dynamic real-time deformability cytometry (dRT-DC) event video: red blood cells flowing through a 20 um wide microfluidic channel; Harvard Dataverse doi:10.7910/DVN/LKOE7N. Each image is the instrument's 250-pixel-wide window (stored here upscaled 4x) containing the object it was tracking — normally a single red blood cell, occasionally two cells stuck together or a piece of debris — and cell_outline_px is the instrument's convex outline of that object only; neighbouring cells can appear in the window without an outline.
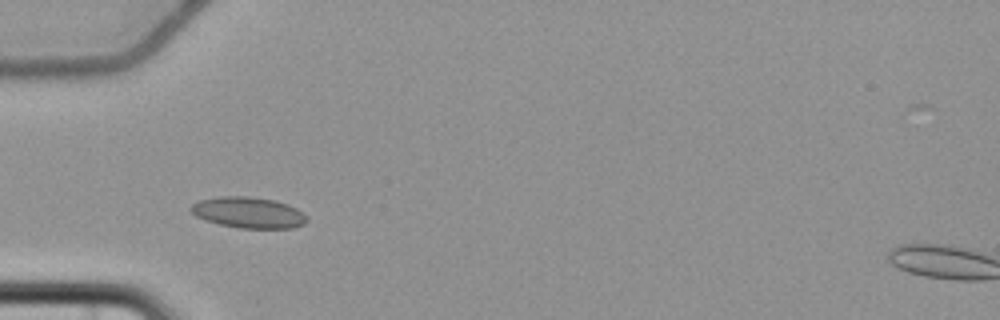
{"species": "common noctule bat (a hibernating species)", "species_latin": "Nyctalus noctula", "temperature_condition": "cold", "stored_images_in_passage": 4, "camera_frame_rate_fps": 3000, "um_per_image_px": 0.085, "animal": {"sex": "female", "body_mass_g": 22.7, "forearm_length_mm": 54.2}, "frame": {"image": 1, "passage_image": 3, "time_ms": 2.333, "image_size_px": [1000, 320], "cell_outline_px": [[308, 220], [304, 224], [292, 228], [240, 228], [220, 224], [204, 220], [196, 216], [188, 208], [192, 204], [200, 200], [220, 196], [248, 196], [276, 200], [288, 204], [296, 208]], "centroid_in_image_um": [21.09, 18.06], "position_along_channel_um": 63.9, "area_um2": 20.92}}
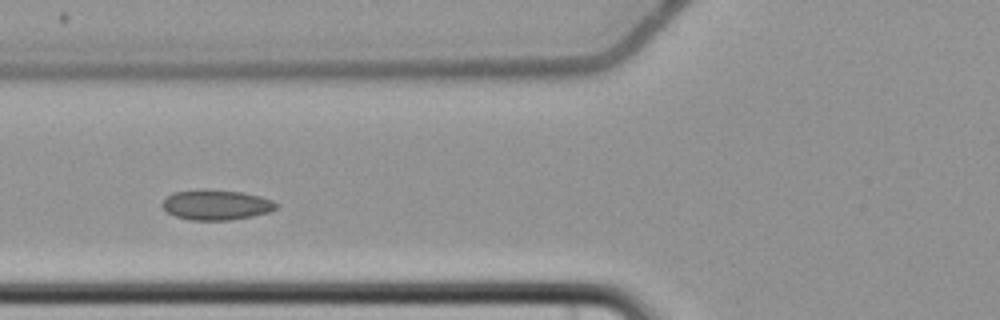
{"frame": {"image": 2, "passage_image": 4, "time_ms": 3.667, "image_size_px": [1000, 320], "cell_outline_px": [[276, 208], [268, 212], [252, 216], [228, 220], [192, 220], [176, 216], [168, 212], [160, 204], [172, 192], [204, 188], [240, 192], [260, 196], [272, 200], [276, 204]], "centroid_in_image_um": [18.34, 17.39], "position_along_channel_um": 107.5, "area_um2": 19.94}}